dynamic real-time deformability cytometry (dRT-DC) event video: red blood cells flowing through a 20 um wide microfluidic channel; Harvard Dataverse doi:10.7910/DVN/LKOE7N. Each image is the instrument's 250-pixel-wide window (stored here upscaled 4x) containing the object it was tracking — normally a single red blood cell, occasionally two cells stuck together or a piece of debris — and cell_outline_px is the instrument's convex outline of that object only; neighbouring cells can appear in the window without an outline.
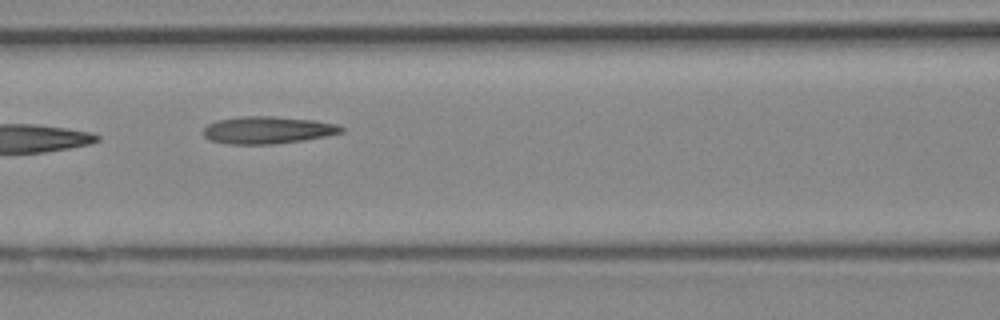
{"species": "Egyptian fruit bat (a non-hibernating species)", "species_latin": "Rousettus aegyptiacus", "temperature_condition": "cold", "stored_images_in_passage": 9, "camera_frame_rate_fps": 3000, "um_per_image_px": 0.085, "animal": {"sex": "female"}, "frame": {"image": 1, "passage_image": 7, "time_ms": 2.0, "image_size_px": [1000, 320], "cell_outline_px": [[344, 132], [328, 136], [304, 140], [272, 144], [228, 144], [208, 140], [200, 132], [208, 124], [216, 120], [240, 116], [272, 116], [316, 120], [336, 124], [344, 128]], "centroid_in_image_um": [22.72, 11.05], "position_along_channel_um": 143.9, "area_um2": 22.25}}
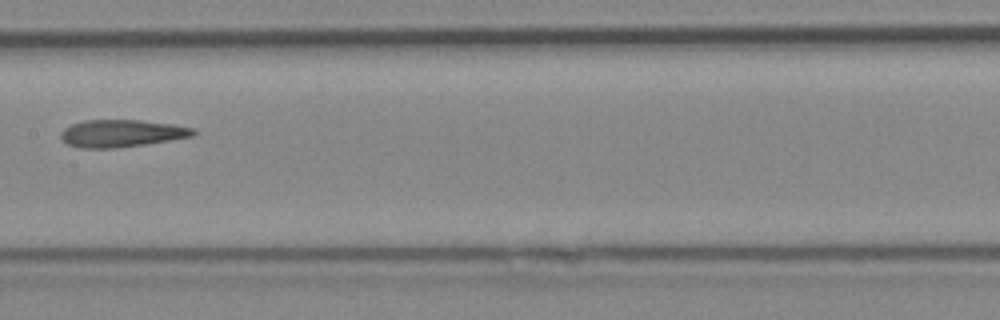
{"frame": {"image": 2, "passage_image": 8, "time_ms": 2.333, "image_size_px": [1000, 320], "cell_outline_px": [[196, 132], [192, 136], [144, 144], [116, 148], [80, 148], [68, 144], [60, 136], [60, 132], [64, 128], [72, 124], [84, 120], [140, 120], [172, 124], [196, 128]], "centroid_in_image_um": [10.32, 11.33], "position_along_channel_um": 197.1, "area_um2": 20.98}}
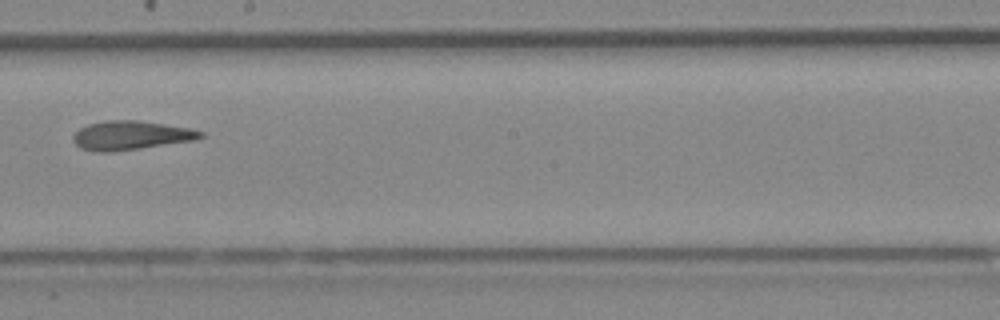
{"frame": {"image": 3, "passage_image": 9, "time_ms": 2.667, "image_size_px": [1000, 320], "cell_outline_px": [[204, 136], [196, 140], [112, 152], [92, 152], [80, 148], [72, 140], [72, 136], [80, 128], [88, 124], [104, 120], [136, 120], [188, 128], [204, 132]], "centroid_in_image_um": [11.08, 11.51], "position_along_channel_um": 237.1, "area_um2": 21.5}}